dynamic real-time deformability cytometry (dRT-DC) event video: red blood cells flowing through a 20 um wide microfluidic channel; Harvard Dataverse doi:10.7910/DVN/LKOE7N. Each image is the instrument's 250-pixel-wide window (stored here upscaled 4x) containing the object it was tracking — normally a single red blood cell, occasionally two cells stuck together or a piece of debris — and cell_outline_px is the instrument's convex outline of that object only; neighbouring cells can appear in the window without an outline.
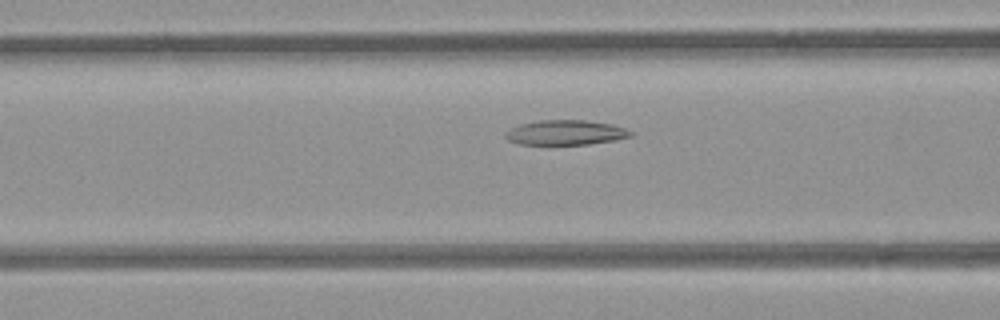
{"species": "common noctule bat (a hibernating species)", "species_latin": "Nyctalus noctula", "temperature_condition": "room temperature", "stored_images_in_passage": 47, "camera_frame_rate_fps": 3000, "um_per_image_px": 0.085, "animal": {"sex": "female", "body_mass_g": 21.9}, "frame": {"image": 1, "passage_image": 15, "time_ms": 4.667, "image_size_px": [1000, 320], "cell_outline_px": [[632, 136], [616, 140], [588, 144], [520, 144], [508, 140], [504, 136], [504, 132], [520, 124], [540, 120], [584, 120], [612, 124], [624, 128], [632, 132]], "centroid_in_image_um": [48.07, 11.26], "position_along_channel_um": 118.5, "area_um2": 18.03}}
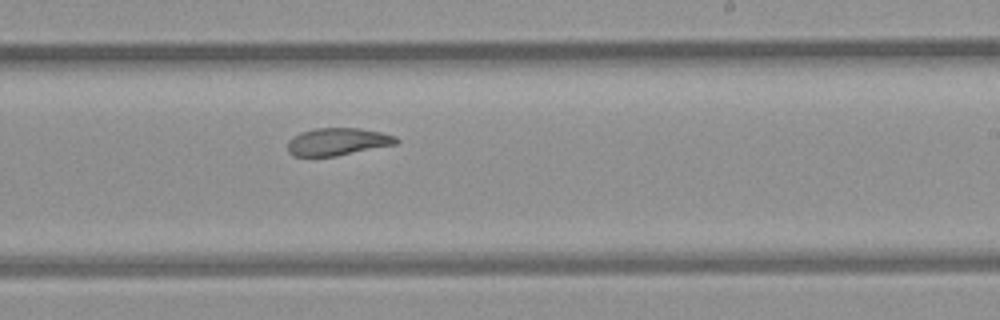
{"frame": {"image": 2, "passage_image": 26, "time_ms": 8.333, "image_size_px": [1000, 320], "cell_outline_px": [[400, 140], [396, 144], [336, 156], [292, 156], [288, 152], [288, 140], [292, 136], [300, 132], [316, 128], [360, 128], [380, 132], [396, 136]], "centroid_in_image_um": [28.68, 12.04], "position_along_channel_um": 260.3, "area_um2": 17.46}}
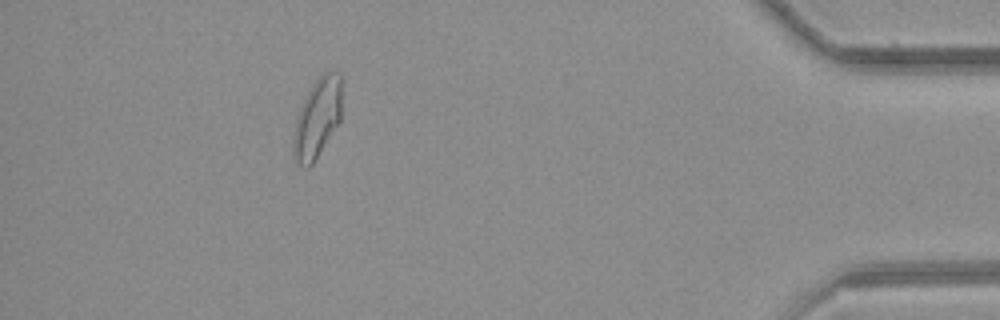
{"frame": {"image": 3, "passage_image": 42, "time_ms": 13.667, "image_size_px": [1000, 320], "cell_outline_px": [[340, 120], [312, 164], [308, 168], [304, 168], [292, 156], [292, 140], [300, 108], [312, 84], [324, 72], [340, 72]], "centroid_in_image_um": [26.94, 10.07], "position_along_channel_um": 408.3, "area_um2": 21.85}, "authors_computed_cell_mechanics": {"area_um2": 19.4208, "velocity_mm_per_s": 3.8621, "shape_relaxation_time_tau1_ms": null, "shape_relaxation_time_tau2_ms": 2.3278, "deformation_change_tau1": null, "deformation_change_tau2": 0.0808}}